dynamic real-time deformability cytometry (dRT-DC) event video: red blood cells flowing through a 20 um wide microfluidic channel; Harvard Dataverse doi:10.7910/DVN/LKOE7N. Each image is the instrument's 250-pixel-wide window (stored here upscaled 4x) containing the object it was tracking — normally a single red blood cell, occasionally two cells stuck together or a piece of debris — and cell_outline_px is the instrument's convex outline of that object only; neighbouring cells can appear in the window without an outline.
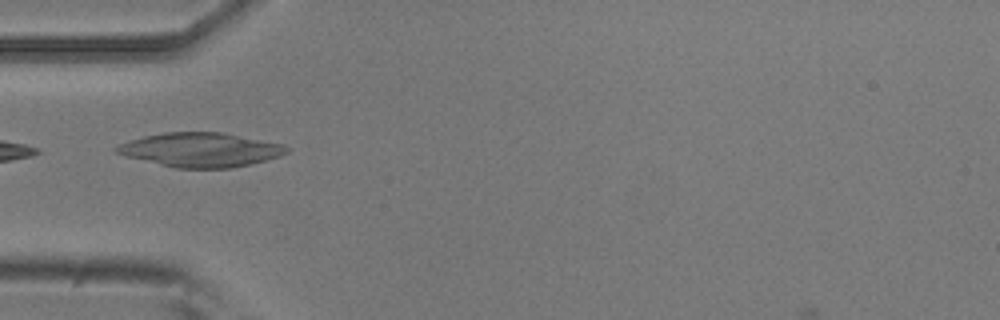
{"species": "common noctule bat (a hibernating species)", "species_latin": "Nyctalus noctula", "temperature_condition": "room temperature", "stored_images_in_passage": 6, "camera_frame_rate_fps": 3000, "um_per_image_px": 0.085, "animal": {"sex": "male", "body_mass_g": 20.5, "forearm_length_mm": 52.5}, "frame": {"image": 1, "passage_image": 4, "time_ms": 1.0, "image_size_px": [1000, 320], "cell_outline_px": [[288, 152], [280, 156], [232, 168], [176, 168], [128, 156], [116, 152], [112, 148], [120, 144], [144, 136], [164, 132], [220, 132], [284, 144], [288, 148]], "centroid_in_image_um": [17.07, 12.73], "position_along_channel_um": 67.9, "area_um2": 33.41}}
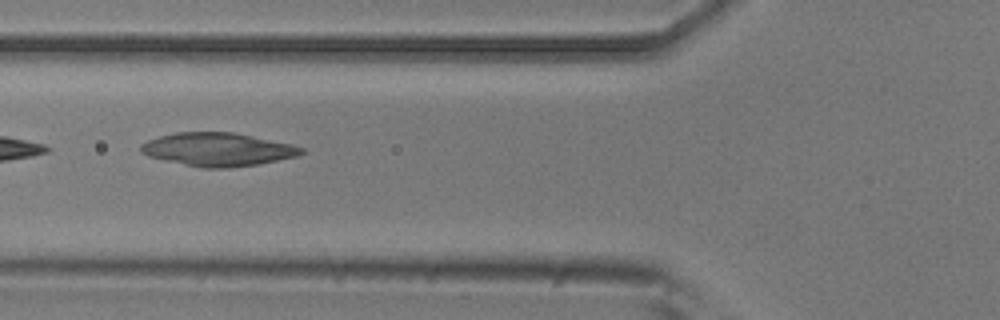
{"frame": {"image": 2, "passage_image": 5, "time_ms": 1.333, "image_size_px": [1000, 320], "cell_outline_px": [[304, 152], [296, 156], [256, 164], [228, 168], [204, 168], [184, 164], [148, 156], [140, 152], [140, 144], [148, 140], [160, 136], [176, 132], [232, 132], [292, 144], [304, 148]], "centroid_in_image_um": [18.49, 12.69], "position_along_channel_um": 107.3, "area_um2": 30.81}}
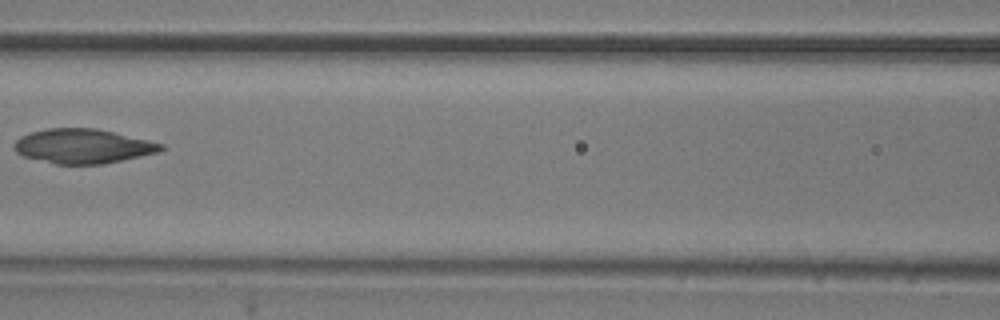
{"frame": {"image": 3, "passage_image": 6, "time_ms": 1.667, "image_size_px": [1000, 320], "cell_outline_px": [[164, 148], [160, 152], [104, 164], [56, 164], [24, 156], [16, 152], [12, 148], [12, 144], [20, 136], [32, 132], [48, 128], [96, 128], [148, 140], [164, 144]], "centroid_in_image_um": [7.04, 12.42], "position_along_channel_um": 159.6, "area_um2": 29.48}}